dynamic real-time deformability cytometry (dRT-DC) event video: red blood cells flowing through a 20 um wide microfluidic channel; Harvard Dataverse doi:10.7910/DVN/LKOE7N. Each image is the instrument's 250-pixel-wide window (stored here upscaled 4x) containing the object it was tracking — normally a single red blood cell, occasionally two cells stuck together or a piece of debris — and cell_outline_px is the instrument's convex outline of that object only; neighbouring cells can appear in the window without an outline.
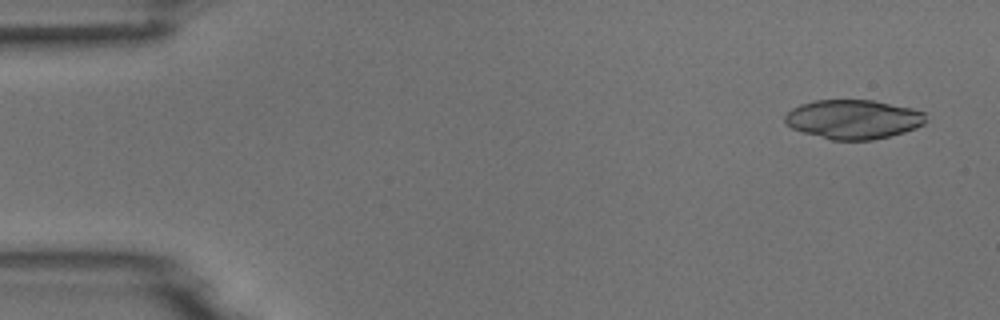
{"species": "common noctule bat (a hibernating species)", "species_latin": "Nyctalus noctula", "temperature_condition": "room temperature", "stored_images_in_passage": 4, "camera_frame_rate_fps": 3000, "um_per_image_px": 0.085, "animal": {"sex": "male", "body_mass_g": 18.8}, "frame": {"image": 1, "passage_image": 1, "time_ms": 0.0, "image_size_px": [1000, 320], "cell_outline_px": [[924, 124], [916, 128], [904, 132], [872, 140], [832, 140], [804, 132], [792, 128], [784, 124], [784, 116], [792, 108], [800, 104], [816, 100], [872, 100], [912, 108], [924, 112]], "centroid_in_image_um": [72.5, 10.14], "position_along_channel_um": 12.5, "area_um2": 32.08}}